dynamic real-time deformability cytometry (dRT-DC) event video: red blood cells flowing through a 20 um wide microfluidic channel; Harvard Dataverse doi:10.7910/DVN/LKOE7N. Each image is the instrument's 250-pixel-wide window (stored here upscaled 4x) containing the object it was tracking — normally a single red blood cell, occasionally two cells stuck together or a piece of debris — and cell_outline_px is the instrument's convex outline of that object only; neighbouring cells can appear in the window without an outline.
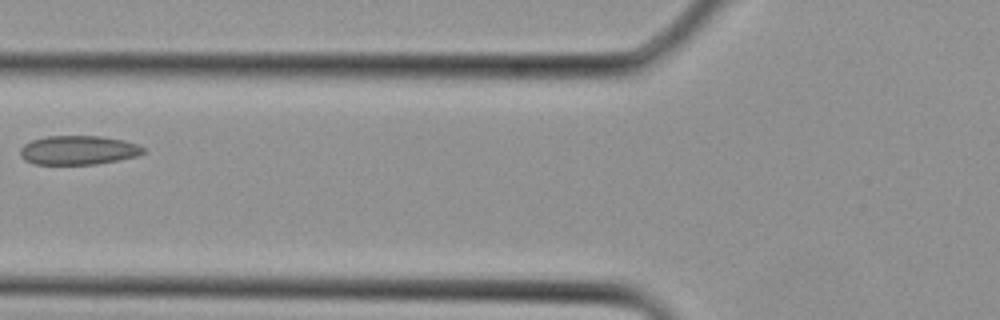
{"species": "Egyptian fruit bat (a non-hibernating species)", "species_latin": "Rousettus aegyptiacus", "temperature_condition": "cold", "stored_images_in_passage": 3, "camera_frame_rate_fps": 3000, "um_per_image_px": 0.085, "animal": {"sex": "female"}, "frame": {"image": 1, "passage_image": 3, "time_ms": 0.667, "image_size_px": [1000, 320], "cell_outline_px": [[144, 152], [136, 156], [96, 164], [32, 164], [24, 160], [20, 156], [20, 148], [24, 144], [32, 140], [48, 136], [100, 136], [124, 140], [136, 144], [144, 148]], "centroid_in_image_um": [6.61, 12.76], "position_along_channel_um": 119.2, "area_um2": 20.75}}